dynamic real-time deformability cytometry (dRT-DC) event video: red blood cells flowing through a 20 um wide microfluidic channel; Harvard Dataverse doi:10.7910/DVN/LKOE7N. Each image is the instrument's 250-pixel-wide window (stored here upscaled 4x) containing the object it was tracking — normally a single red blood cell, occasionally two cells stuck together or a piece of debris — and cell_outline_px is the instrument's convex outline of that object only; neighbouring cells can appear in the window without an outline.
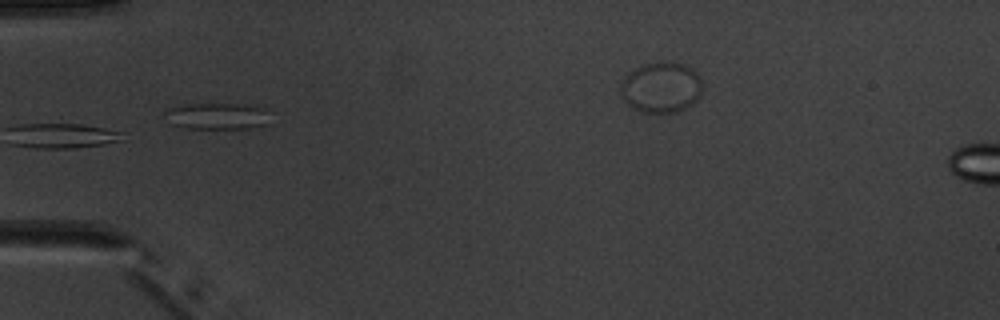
{"species": "common noctule bat (a hibernating species)", "species_latin": "Nyctalus noctula", "temperature_condition": "warm", "stored_images_in_passage": 6, "camera_frame_rate_fps": 3000, "um_per_image_px": 0.085, "animal": {"sex": "male", "body_mass_g": 20.1, "forearm_length_mm": 53.5}, "frame": {"image": 1, "passage_image": 5, "time_ms": 4.667, "image_size_px": [1000, 320], "cell_outline_px": [[268, 124], [248, 128], [184, 128], [168, 124], [164, 112], [164, 108], [184, 104], [236, 104], [264, 108]], "centroid_in_image_um": [18.31, 9.87], "position_along_channel_um": 66.7, "area_um2": 16.18}}
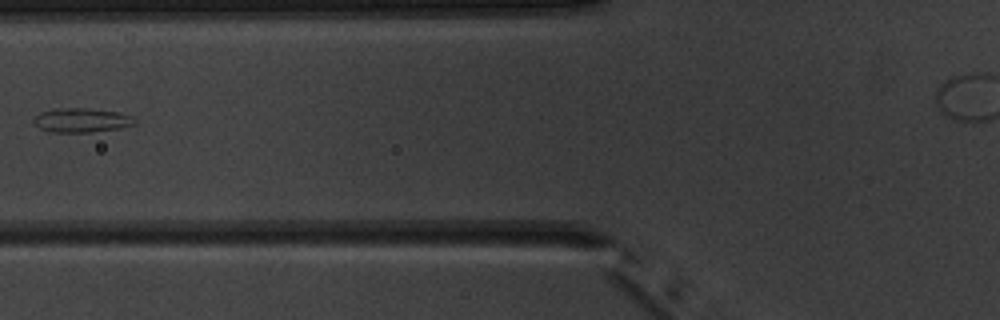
{"frame": {"image": 2, "passage_image": 6, "time_ms": 6.0, "image_size_px": [1000, 320], "cell_outline_px": [[136, 124], [120, 128], [92, 132], [48, 132], [40, 128], [32, 120], [40, 112], [56, 108], [88, 108], [120, 112], [132, 116], [136, 120]], "centroid_in_image_um": [6.95, 10.21], "position_along_channel_um": 118.8, "area_um2": 14.39}}